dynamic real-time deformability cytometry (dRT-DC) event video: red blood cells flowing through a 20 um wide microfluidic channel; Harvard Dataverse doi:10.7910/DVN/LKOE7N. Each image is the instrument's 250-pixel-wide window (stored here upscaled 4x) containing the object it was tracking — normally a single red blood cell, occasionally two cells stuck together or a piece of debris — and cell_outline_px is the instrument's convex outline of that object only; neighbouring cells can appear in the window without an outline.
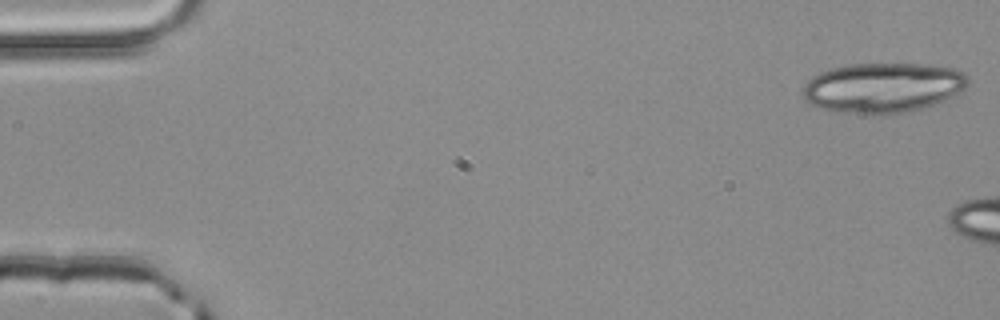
{"species": "common noctule bat (a hibernating species)", "species_latin": "Nyctalus noctula", "temperature_condition": "room temperature", "stored_images_in_passage": 6, "camera_frame_rate_fps": 3000, "um_per_image_px": 0.085, "animal": {"sex": "male", "body_mass_g": 20.4}, "frame": {"image": 1, "passage_image": 1, "time_ms": 0.0, "image_size_px": [1000, 320], "cell_outline_px": [[968, 84], [964, 88], [924, 108], [912, 112], [880, 116], [836, 112], [820, 108], [808, 104], [804, 100], [804, 84], [812, 76], [820, 72], [844, 64], [924, 64], [956, 68], [964, 72], [968, 76]], "centroid_in_image_um": [75.0, 7.47], "position_along_channel_um": 10.0, "area_um2": 48.67}}